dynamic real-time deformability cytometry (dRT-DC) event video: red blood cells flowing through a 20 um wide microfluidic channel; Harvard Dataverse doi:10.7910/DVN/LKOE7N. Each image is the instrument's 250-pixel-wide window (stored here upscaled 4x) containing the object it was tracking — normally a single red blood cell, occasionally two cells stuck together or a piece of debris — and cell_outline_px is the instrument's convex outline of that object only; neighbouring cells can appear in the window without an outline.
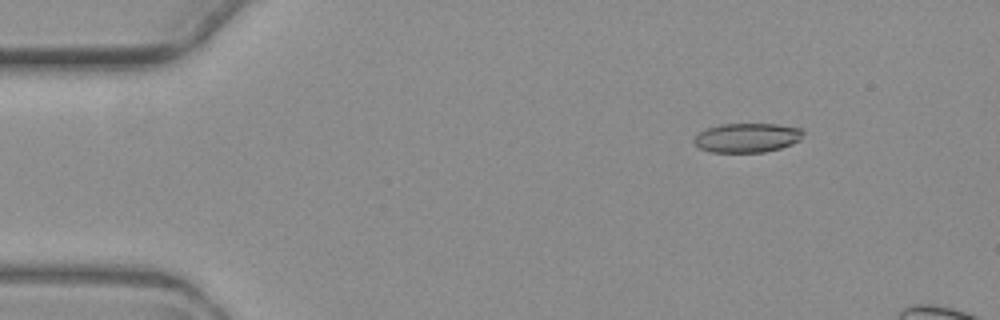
{"species": "common noctule bat (a hibernating species)", "species_latin": "Nyctalus noctula", "temperature_condition": "warm", "stored_images_in_passage": 6, "camera_frame_rate_fps": 3000, "um_per_image_px": 0.085, "animal": {"sex": "female", "body_mass_g": 19.3, "forearm_length_mm": 54.1}, "frame": {"image": 1, "passage_image": 3, "time_ms": 2.333, "image_size_px": [1000, 320], "cell_outline_px": [[804, 132], [800, 140], [792, 144], [780, 148], [764, 152], [712, 152], [700, 148], [692, 140], [700, 132], [708, 128], [720, 124], [780, 124], [800, 128]], "centroid_in_image_um": [63.53, 11.7], "position_along_channel_um": 21.5, "area_um2": 18.55}}